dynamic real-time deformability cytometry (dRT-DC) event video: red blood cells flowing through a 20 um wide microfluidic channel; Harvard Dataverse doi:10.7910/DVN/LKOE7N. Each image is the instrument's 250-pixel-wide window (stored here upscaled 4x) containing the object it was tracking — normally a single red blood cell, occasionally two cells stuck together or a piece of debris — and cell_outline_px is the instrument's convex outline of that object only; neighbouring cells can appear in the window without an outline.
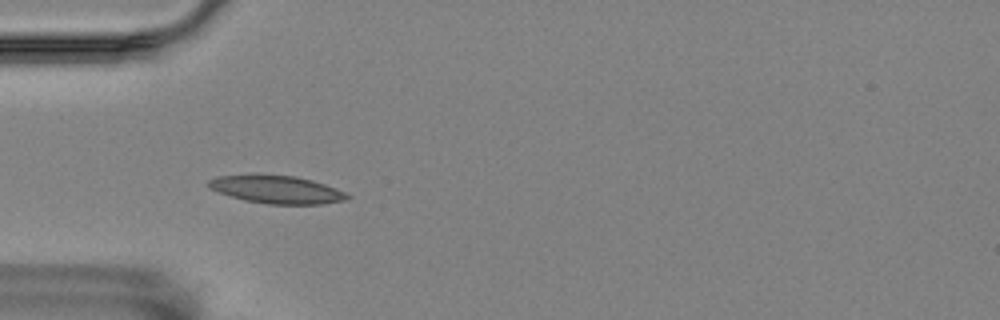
{"species": "Egyptian fruit bat (a non-hibernating species)", "species_latin": "Rousettus aegyptiacus", "temperature_condition": "room temperature", "stored_images_in_passage": 6, "camera_frame_rate_fps": 3000, "um_per_image_px": 0.085, "animal": {"sex": "female"}, "frame": {"image": 1, "passage_image": 4, "time_ms": 1.0, "image_size_px": [1000, 320], "cell_outline_px": [[352, 196], [348, 200], [320, 204], [268, 204], [244, 200], [208, 188], [208, 180], [216, 176], [252, 172], [296, 176], [312, 180], [336, 188]], "centroid_in_image_um": [23.48, 16.07], "position_along_channel_um": 61.5, "area_um2": 23.18}}